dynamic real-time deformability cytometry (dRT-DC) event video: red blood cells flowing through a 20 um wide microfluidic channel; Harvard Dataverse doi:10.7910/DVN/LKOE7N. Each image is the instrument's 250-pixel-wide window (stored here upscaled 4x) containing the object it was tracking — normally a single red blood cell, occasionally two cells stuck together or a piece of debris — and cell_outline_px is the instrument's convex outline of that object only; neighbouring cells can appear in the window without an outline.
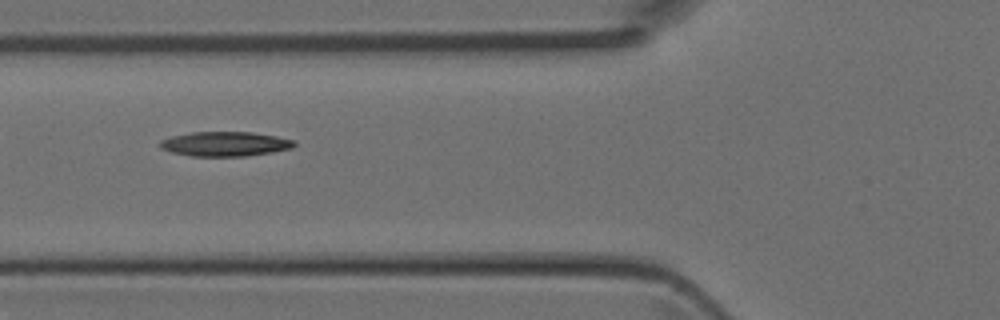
{"species": "Egyptian fruit bat (a non-hibernating species)", "species_latin": "Rousettus aegyptiacus", "temperature_condition": "room temperature", "stored_images_in_passage": 6, "camera_frame_rate_fps": 3000, "um_per_image_px": 0.085, "animal": {"sex": "female"}, "frame": {"image": 1, "passage_image": 5, "time_ms": 1.333, "image_size_px": [1000, 320], "cell_outline_px": [[296, 144], [292, 148], [272, 152], [244, 156], [192, 156], [172, 152], [160, 148], [160, 140], [172, 136], [192, 132], [252, 132], [276, 136], [296, 140]], "centroid_in_image_um": [19.15, 12.23], "position_along_channel_um": 106.7, "area_um2": 19.19}}
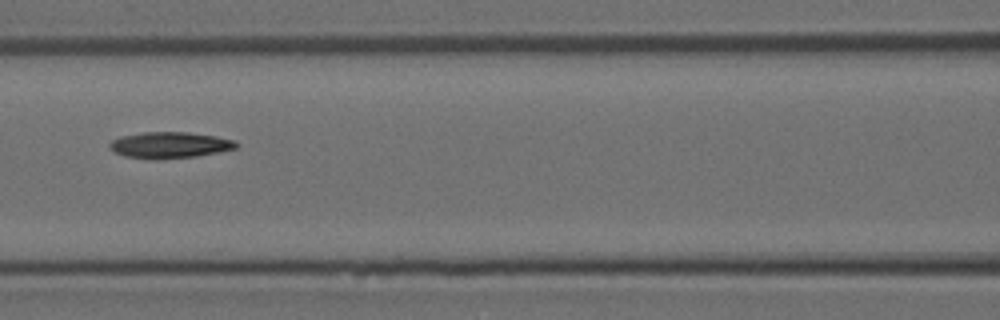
{"frame": {"image": 2, "passage_image": 6, "time_ms": 1.667, "image_size_px": [1000, 320], "cell_outline_px": [[240, 144], [236, 148], [220, 152], [196, 156], [156, 160], [124, 156], [116, 152], [108, 144], [112, 140], [120, 136], [144, 132], [188, 132], [216, 136], [236, 140]], "centroid_in_image_um": [14.47, 12.33], "position_along_channel_um": 152.1, "area_um2": 19.48}}